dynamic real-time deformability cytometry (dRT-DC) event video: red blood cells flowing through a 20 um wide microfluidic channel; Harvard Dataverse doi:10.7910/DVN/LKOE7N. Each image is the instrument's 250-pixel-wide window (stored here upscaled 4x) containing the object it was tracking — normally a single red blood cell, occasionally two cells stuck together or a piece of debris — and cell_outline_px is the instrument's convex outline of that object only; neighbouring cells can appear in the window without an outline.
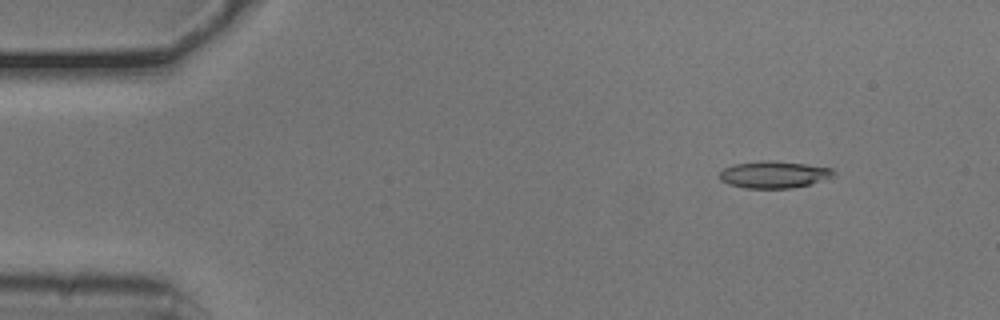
{"species": "common noctule bat (a hibernating species)", "species_latin": "Nyctalus noctula", "temperature_condition": "cold", "stored_images_in_passage": 49, "camera_frame_rate_fps": 3000, "um_per_image_px": 0.085, "animal": {"sex": "male", "body_mass_g": 20.5, "forearm_length_mm": 52.5}, "frame": {"image": 1, "passage_image": 2, "time_ms": 0.333, "image_size_px": [1000, 320], "cell_outline_px": [[836, 176], [808, 184], [792, 188], [748, 188], [728, 184], [720, 180], [720, 172], [724, 168], [736, 164], [772, 160], [804, 164], [832, 168], [836, 172]], "centroid_in_image_um": [65.81, 14.84], "position_along_channel_um": 19.2, "area_um2": 17.69}}
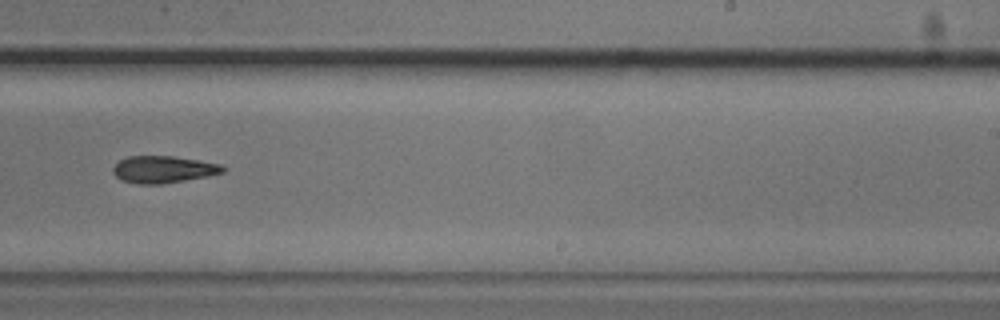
{"frame": {"image": 2, "passage_image": 29, "time_ms": 9.333, "image_size_px": [1000, 320], "cell_outline_px": [[228, 168], [224, 172], [208, 176], [160, 184], [136, 184], [120, 180], [112, 172], [112, 168], [120, 160], [128, 156], [172, 156], [200, 160], [220, 164]], "centroid_in_image_um": [13.88, 14.4], "position_along_channel_um": 275.1, "area_um2": 17.4}}
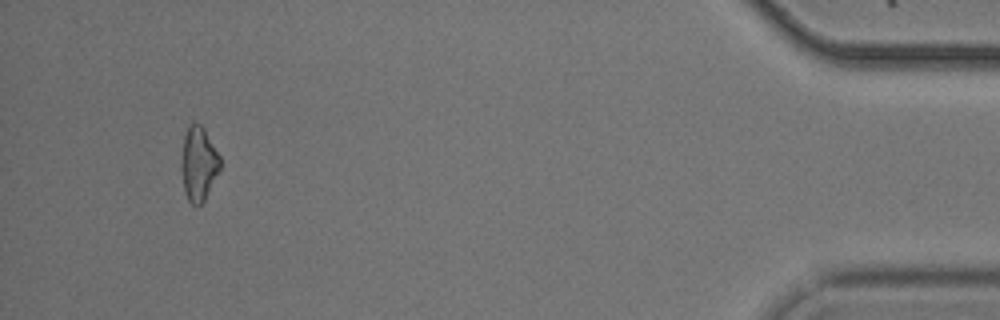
{"frame": {"image": 3, "passage_image": 46, "time_ms": 15.0, "image_size_px": [1000, 320], "cell_outline_px": [[220, 168], [204, 200], [200, 204], [192, 204], [188, 200], [184, 192], [180, 164], [184, 136], [192, 120], [200, 124], [204, 128], [220, 156]], "centroid_in_image_um": [16.86, 13.89], "position_along_channel_um": 418.3, "area_um2": 16.7}, "authors_computed_cell_mechanics": {"area_um2": 17.629, "velocity_mm_per_s": 3.8009, "shape_relaxation_time_tau1_ms": 11.2785, "shape_relaxation_time_tau2_ms": 8.9947, "deformation_change_tau1": 0.2425, "deformation_change_tau2": 0.2028}}